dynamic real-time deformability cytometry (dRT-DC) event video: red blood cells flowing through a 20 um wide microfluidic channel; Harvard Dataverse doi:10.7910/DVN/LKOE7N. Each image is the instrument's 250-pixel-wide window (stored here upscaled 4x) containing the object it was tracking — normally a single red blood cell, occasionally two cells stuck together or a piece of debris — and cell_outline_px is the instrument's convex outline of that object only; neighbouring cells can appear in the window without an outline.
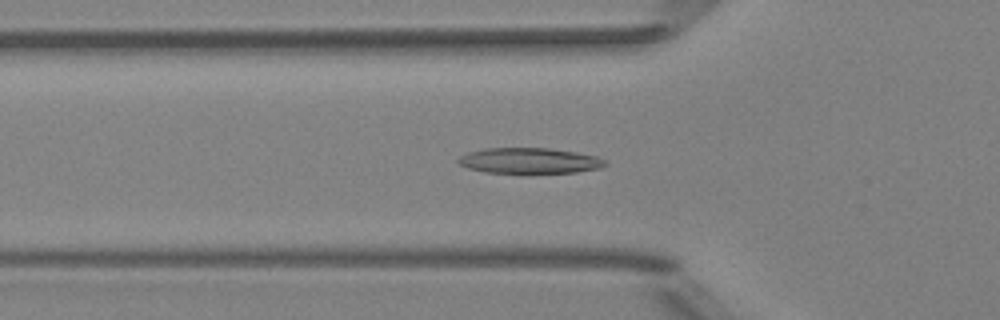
{"species": "Egyptian fruit bat (a non-hibernating species)", "species_latin": "Rousettus aegyptiacus", "temperature_condition": "room temperature", "stored_images_in_passage": 51, "camera_frame_rate_fps": 3000, "um_per_image_px": 0.085, "animal": {"sex": "female"}, "frame": {"image": 1, "passage_image": 17, "time_ms": 5.333, "image_size_px": [1000, 320], "cell_outline_px": [[608, 164], [600, 168], [576, 172], [484, 172], [468, 168], [460, 164], [456, 160], [460, 156], [468, 152], [488, 148], [548, 148], [576, 152], [596, 156], [604, 160]], "centroid_in_image_um": [45.0, 13.65], "position_along_channel_um": 80.8, "area_um2": 21.62}}
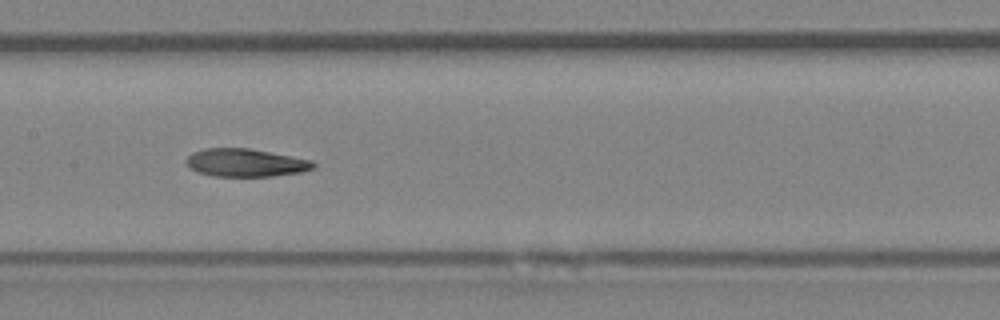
{"frame": {"image": 2, "passage_image": 25, "time_ms": 8.0, "image_size_px": [1000, 320], "cell_outline_px": [[316, 168], [300, 172], [272, 176], [212, 176], [196, 172], [184, 160], [192, 152], [204, 148], [248, 148], [312, 160], [316, 164]], "centroid_in_image_um": [20.87, 13.83], "position_along_channel_um": 186.5, "area_um2": 20.69}}
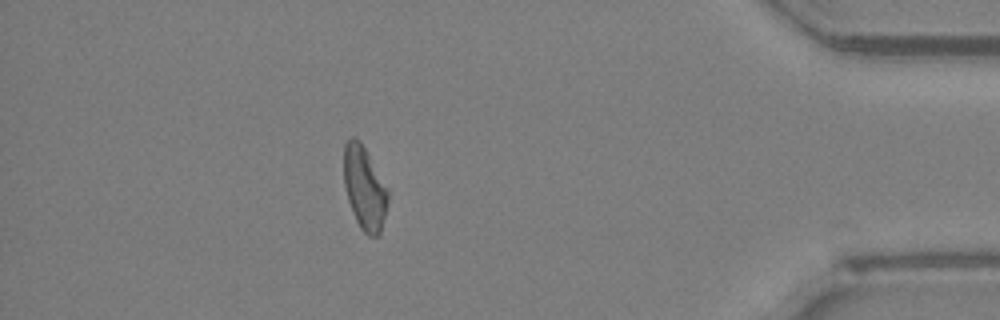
{"frame": {"image": 3, "passage_image": 45, "time_ms": 14.667, "image_size_px": [1000, 320], "cell_outline_px": [[388, 200], [380, 236], [368, 236], [360, 228], [356, 220], [348, 200], [344, 184], [344, 144], [352, 136], [356, 136], [360, 140], [388, 188]], "centroid_in_image_um": [30.98, 15.98], "position_along_channel_um": 404.2, "area_um2": 21.44}, "authors_computed_cell_mechanics": {"area_um2": 21.6172, "velocity_mm_per_s": 3.9687, "shape_relaxation_time_tau1_ms": 5.6135, "shape_relaxation_time_tau2_ms": 5.8105, "deformation_change_tau1": 0.1773, "deformation_change_tau2": 0.1174}}